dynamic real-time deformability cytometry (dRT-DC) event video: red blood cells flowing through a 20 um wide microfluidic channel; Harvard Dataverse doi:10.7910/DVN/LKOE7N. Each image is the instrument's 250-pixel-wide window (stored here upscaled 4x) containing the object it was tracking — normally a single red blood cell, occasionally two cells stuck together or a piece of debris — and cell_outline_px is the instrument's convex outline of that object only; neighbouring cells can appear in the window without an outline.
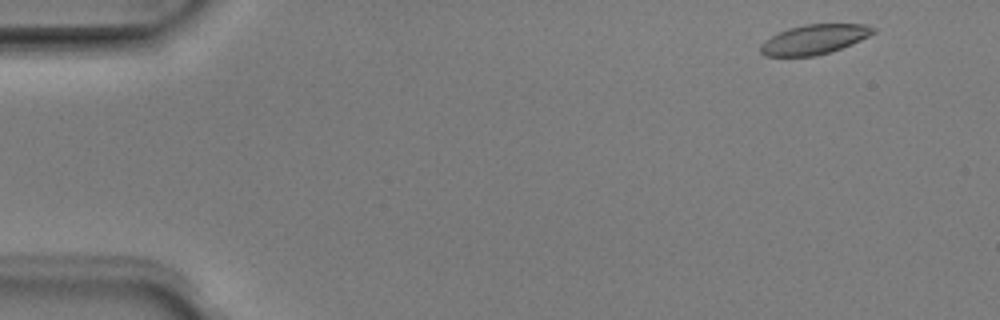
{"species": "Egyptian fruit bat (a non-hibernating species)", "species_latin": "Rousettus aegyptiacus", "temperature_condition": "room temperature", "stored_images_in_passage": 3, "camera_frame_rate_fps": 3000, "um_per_image_px": 0.085, "animal": {"sex": "male"}, "frame": {"image": 1, "passage_image": 1, "time_ms": 0.0, "image_size_px": [1000, 320], "cell_outline_px": [[876, 32], [860, 40], [840, 48], [816, 56], [764, 56], [760, 52], [760, 44], [764, 40], [788, 28], [804, 24], [864, 24], [876, 28]], "centroid_in_image_um": [69.19, 3.34], "position_along_channel_um": 15.8, "area_um2": 19.36}}